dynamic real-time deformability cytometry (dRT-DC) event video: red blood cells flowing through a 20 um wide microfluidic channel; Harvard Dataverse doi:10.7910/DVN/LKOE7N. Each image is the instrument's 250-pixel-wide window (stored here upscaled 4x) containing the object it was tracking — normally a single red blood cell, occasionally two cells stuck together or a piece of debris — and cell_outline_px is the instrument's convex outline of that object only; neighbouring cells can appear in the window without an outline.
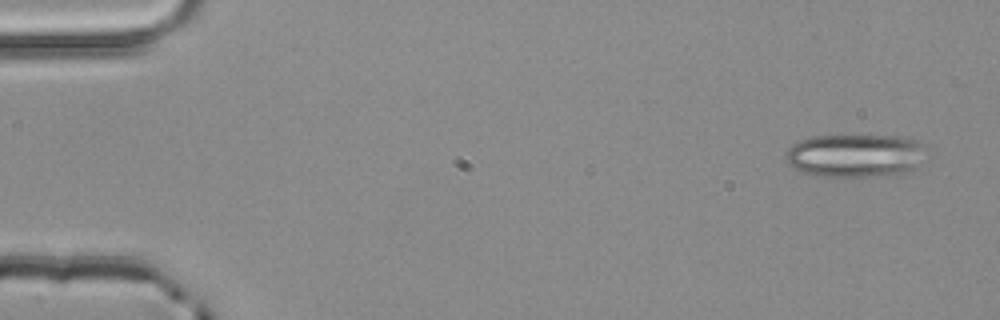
{"species": "common noctule bat (a hibernating species)", "species_latin": "Nyctalus noctula", "temperature_condition": "room temperature", "stored_images_in_passage": 4, "camera_frame_rate_fps": 3000, "um_per_image_px": 0.085, "animal": {"sex": "male", "body_mass_g": 20.4}, "frame": {"image": 1, "passage_image": 1, "time_ms": 0.0, "image_size_px": [1000, 320], "cell_outline_px": [[928, 160], [904, 176], [824, 176], [804, 172], [792, 168], [788, 164], [788, 148], [792, 144], [800, 140], [812, 136], [896, 136], [920, 140], [924, 144]], "centroid_in_image_um": [72.86, 13.23], "position_along_channel_um": 12.1, "area_um2": 36.18}}